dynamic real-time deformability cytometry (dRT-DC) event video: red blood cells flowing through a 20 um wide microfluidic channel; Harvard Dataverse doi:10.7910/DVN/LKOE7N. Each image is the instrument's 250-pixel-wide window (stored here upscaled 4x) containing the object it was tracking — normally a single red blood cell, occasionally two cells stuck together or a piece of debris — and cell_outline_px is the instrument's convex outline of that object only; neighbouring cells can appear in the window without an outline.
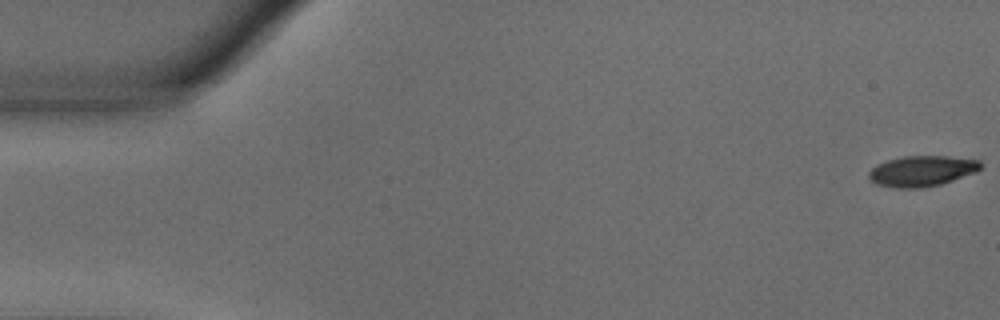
{"species": "common noctule bat (a hibernating species)", "species_latin": "Nyctalus noctula", "temperature_condition": "warm", "stored_images_in_passage": 55, "camera_frame_rate_fps": 3000, "um_per_image_px": 0.085, "animal": {"sex": "male", "body_mass_g": 18.8}, "frame": {"image": 1, "passage_image": 1, "time_ms": 0.0, "image_size_px": [1000, 320], "cell_outline_px": [[980, 168], [976, 172], [940, 184], [920, 188], [896, 188], [876, 184], [868, 176], [868, 172], [876, 164], [888, 160], [904, 156], [948, 156], [980, 160]], "centroid_in_image_um": [78.34, 14.53], "position_along_channel_um": 6.7, "area_um2": 19.83}}
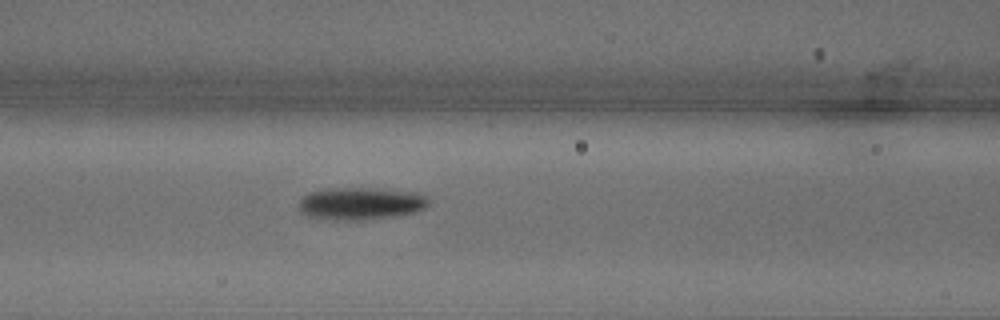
{"frame": {"image": 2, "passage_image": 23, "time_ms": 7.333, "image_size_px": [1000, 320], "cell_outline_px": [[428, 204], [424, 208], [416, 212], [396, 216], [364, 220], [332, 220], [308, 216], [300, 212], [300, 200], [308, 192], [328, 188], [376, 188], [424, 192], [428, 196]], "centroid_in_image_um": [30.71, 17.29], "position_along_channel_um": 135.9, "area_um2": 24.97}}
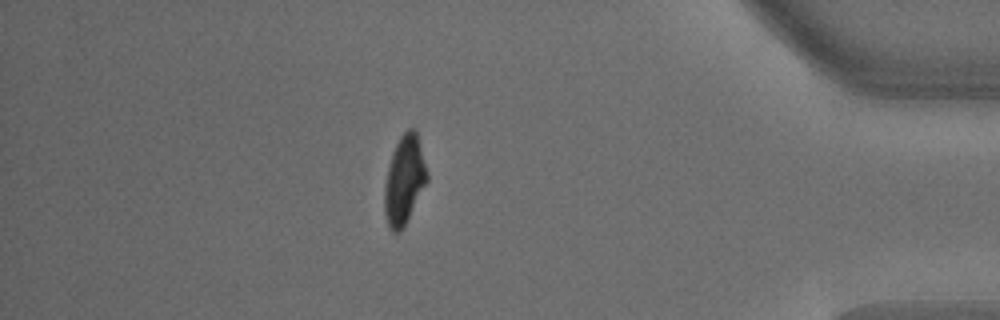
{"frame": {"image": 3, "passage_image": 48, "time_ms": 15.667, "image_size_px": [1000, 320], "cell_outline_px": [[428, 180], [400, 232], [392, 232], [388, 228], [384, 212], [384, 184], [392, 152], [400, 136], [408, 128], [416, 128], [428, 172]], "centroid_in_image_um": [34.36, 15.27], "position_along_channel_um": 400.8, "area_um2": 22.02}, "authors_computed_cell_mechanics": {"area_um2": 22.3108, "velocity_mm_per_s": 3.6718, "shape_relaxation_time_tau1_ms": 3.5705, "shape_relaxation_time_tau2_ms": 7.3347, "deformation_change_tau1": 0.1661, "deformation_change_tau2": 0.1451}}